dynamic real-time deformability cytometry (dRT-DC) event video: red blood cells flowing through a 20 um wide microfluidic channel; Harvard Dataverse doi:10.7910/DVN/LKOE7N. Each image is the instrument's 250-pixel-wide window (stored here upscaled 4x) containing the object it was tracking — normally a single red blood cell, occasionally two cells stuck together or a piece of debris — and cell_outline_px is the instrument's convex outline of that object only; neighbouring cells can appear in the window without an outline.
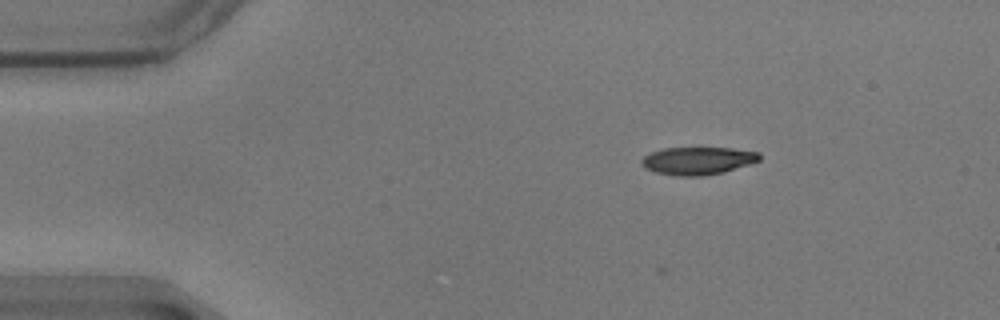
{"species": "common noctule bat (a hibernating species)", "species_latin": "Nyctalus noctula", "temperature_condition": "warm", "stored_images_in_passage": 51, "camera_frame_rate_fps": 3000, "um_per_image_px": 0.085, "animal": {"sex": "male", "body_mass_g": 17.9}, "frame": {"image": 1, "passage_image": 2, "time_ms": 0.333, "image_size_px": [1000, 320], "cell_outline_px": [[760, 160], [752, 164], [724, 172], [704, 176], [676, 176], [656, 172], [644, 168], [640, 164], [640, 160], [644, 156], [652, 152], [664, 148], [732, 148], [760, 152]], "centroid_in_image_um": [59.32, 13.67], "position_along_channel_um": 25.7, "area_um2": 19.25}}
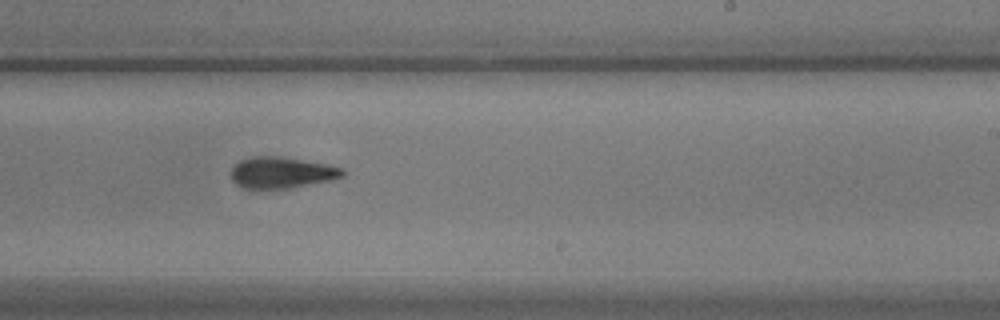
{"frame": {"image": 2, "passage_image": 28, "time_ms": 9.0, "image_size_px": [1000, 320], "cell_outline_px": [[348, 172], [344, 176], [332, 180], [288, 188], [244, 188], [236, 184], [232, 180], [232, 168], [240, 160], [252, 156], [276, 156], [324, 164], [344, 168]], "centroid_in_image_um": [23.96, 14.67], "position_along_channel_um": 265.0, "area_um2": 20.11}}
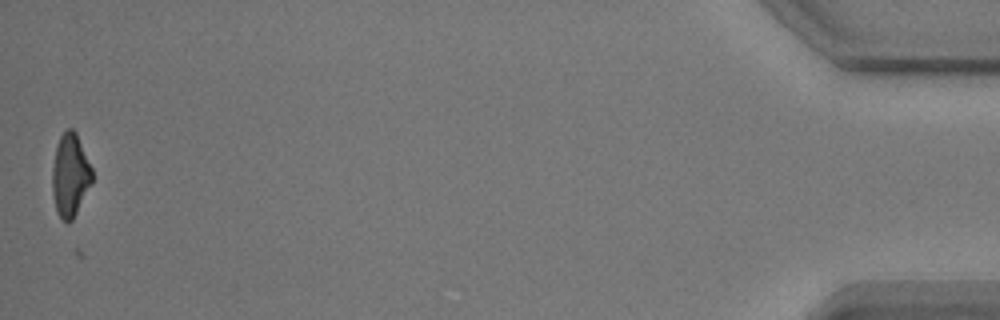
{"frame": {"image": 3, "passage_image": 50, "time_ms": 16.333, "image_size_px": [1000, 320], "cell_outline_px": [[92, 184], [72, 220], [68, 224], [56, 212], [52, 192], [52, 168], [56, 144], [60, 136], [68, 128], [72, 128], [76, 132], [92, 168]], "centroid_in_image_um": [5.96, 14.89], "position_along_channel_um": 429.2, "area_um2": 19.36}, "authors_computed_cell_mechanics": {"area_um2": 20.7502, "velocity_mm_per_s": 3.5056, "shape_relaxation_time_tau1_ms": 4.3888, "shape_relaxation_time_tau2_ms": 3.1366, "deformation_change_tau1": 0.1775, "deformation_change_tau2": 0.1125}}